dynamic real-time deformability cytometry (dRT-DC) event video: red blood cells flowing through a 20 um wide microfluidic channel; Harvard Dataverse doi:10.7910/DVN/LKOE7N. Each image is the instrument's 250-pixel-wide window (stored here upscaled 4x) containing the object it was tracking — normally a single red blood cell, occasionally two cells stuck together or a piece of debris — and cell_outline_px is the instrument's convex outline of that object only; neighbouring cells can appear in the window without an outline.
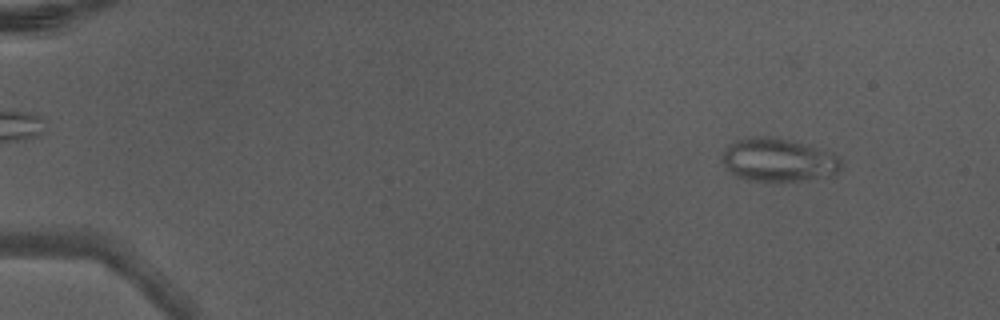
{"species": "Egyptian fruit bat (a non-hibernating species)", "species_latin": "Rousettus aegyptiacus", "temperature_condition": "warm", "stored_images_in_passage": 5, "camera_frame_rate_fps": 3000, "um_per_image_px": 0.085, "animal": {"sex": "male"}, "frame": {"image": 1, "passage_image": 2, "time_ms": 0.333, "image_size_px": [1000, 320], "cell_outline_px": [[840, 168], [832, 176], [780, 184], [744, 180], [736, 176], [720, 160], [720, 152], [732, 140], [748, 136], [772, 136], [808, 144], [832, 152], [840, 156]], "centroid_in_image_um": [66.11, 13.61], "position_along_channel_um": 18.9, "area_um2": 31.44}}